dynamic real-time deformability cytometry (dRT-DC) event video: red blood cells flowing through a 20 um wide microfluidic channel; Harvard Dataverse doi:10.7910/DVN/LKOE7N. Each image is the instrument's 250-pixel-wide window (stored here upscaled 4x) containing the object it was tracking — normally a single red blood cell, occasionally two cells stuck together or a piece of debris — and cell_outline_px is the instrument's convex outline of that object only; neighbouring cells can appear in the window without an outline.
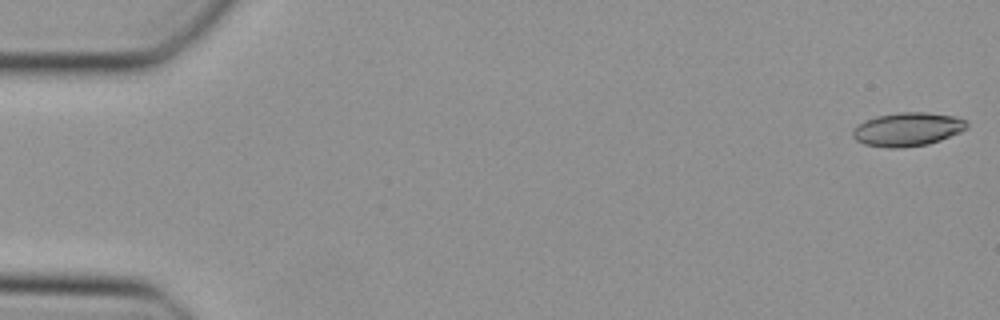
{"species": "Egyptian fruit bat (a non-hibernating species)", "species_latin": "Rousettus aegyptiacus", "temperature_condition": "cold", "stored_images_in_passage": 12, "camera_frame_rate_fps": 3000, "um_per_image_px": 0.085, "animal": {"sex": "female"}, "frame": {"image": 1, "passage_image": 1, "time_ms": 0.0, "image_size_px": [1000, 320], "cell_outline_px": [[968, 128], [960, 132], [940, 140], [928, 144], [900, 148], [888, 148], [864, 144], [856, 140], [852, 136], [852, 132], [864, 120], [876, 116], [896, 112], [928, 112], [956, 116], [964, 120], [968, 124]], "centroid_in_image_um": [77.15, 10.98], "position_along_channel_um": 7.8, "area_um2": 22.43}}